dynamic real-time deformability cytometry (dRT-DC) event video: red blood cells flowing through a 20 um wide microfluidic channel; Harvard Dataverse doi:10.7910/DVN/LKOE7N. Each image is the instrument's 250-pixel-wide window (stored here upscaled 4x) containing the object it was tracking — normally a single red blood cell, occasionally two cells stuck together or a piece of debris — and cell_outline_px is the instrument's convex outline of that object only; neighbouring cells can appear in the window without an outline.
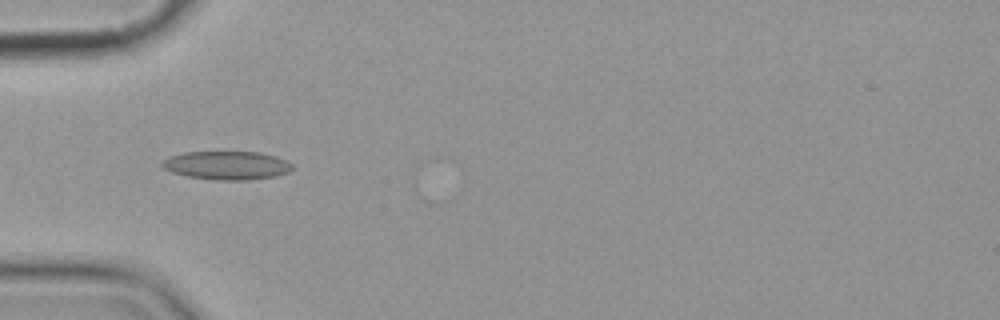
{"species": "common noctule bat (a hibernating species)", "species_latin": "Nyctalus noctula", "temperature_condition": "cold", "stored_images_in_passage": 6, "camera_frame_rate_fps": 3000, "um_per_image_px": 0.085, "animal": {"sex": "female", "body_mass_g": 19.9}, "frame": {"image": 1, "passage_image": 5, "time_ms": 4.667, "image_size_px": [1000, 320], "cell_outline_px": [[292, 168], [288, 172], [276, 176], [248, 180], [216, 180], [188, 176], [172, 172], [164, 168], [160, 164], [164, 160], [172, 156], [184, 152], [260, 152], [276, 156], [292, 164]], "centroid_in_image_um": [19.3, 14.06], "position_along_channel_um": 65.7, "area_um2": 21.44}}
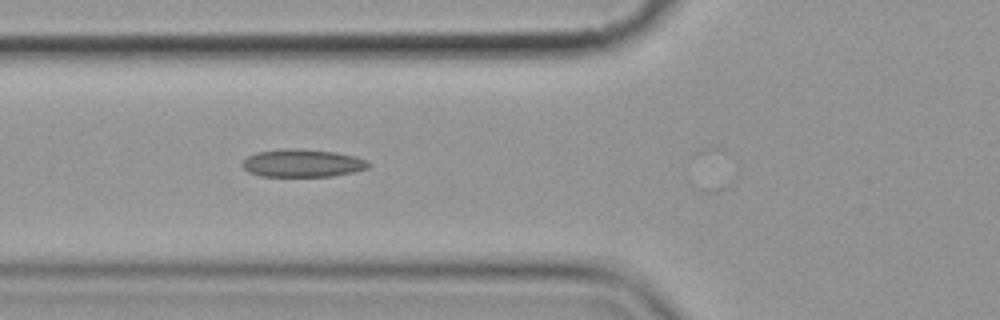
{"frame": {"image": 2, "passage_image": 6, "time_ms": 5.667, "image_size_px": [1000, 320], "cell_outline_px": [[368, 168], [352, 172], [332, 176], [260, 176], [248, 172], [240, 164], [248, 156], [256, 152], [284, 148], [296, 148], [336, 152], [356, 156], [368, 160]], "centroid_in_image_um": [25.69, 13.86], "position_along_channel_um": 100.1, "area_um2": 20.52}}